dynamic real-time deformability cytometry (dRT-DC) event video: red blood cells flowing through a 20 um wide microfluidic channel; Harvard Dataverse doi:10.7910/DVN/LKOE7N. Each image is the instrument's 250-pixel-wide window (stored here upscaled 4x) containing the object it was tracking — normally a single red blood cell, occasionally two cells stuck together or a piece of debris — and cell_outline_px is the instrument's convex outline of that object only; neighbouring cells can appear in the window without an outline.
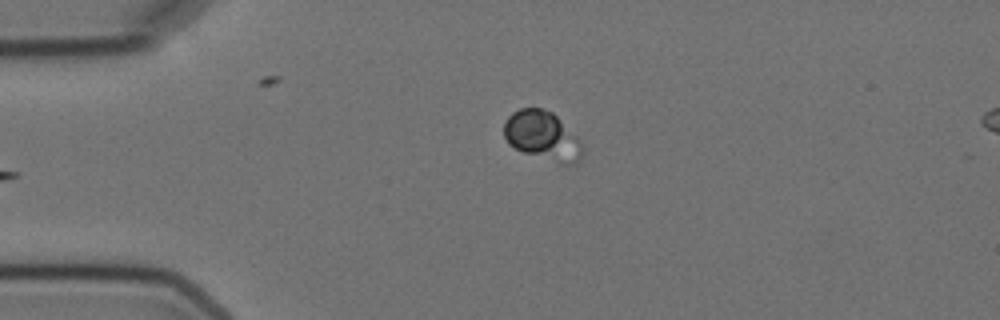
{"species": "Egyptian fruit bat (a non-hibernating species)", "species_latin": "Rousettus aegyptiacus", "temperature_condition": "cold", "stored_images_in_passage": 5, "camera_frame_rate_fps": 3000, "um_per_image_px": 0.085, "animal": {"sex": "female"}, "frame": {"image": 1, "passage_image": 5, "time_ms": 4.667, "image_size_px": [1000, 320], "cell_outline_px": [[584, 152], [580, 160], [576, 164], [560, 164], [524, 152], [508, 144], [504, 136], [504, 124], [508, 116], [512, 112], [520, 108], [540, 108], [552, 112], [580, 140], [584, 148]], "centroid_in_image_um": [46.13, 11.56], "position_along_channel_um": 38.9, "area_um2": 22.48}}